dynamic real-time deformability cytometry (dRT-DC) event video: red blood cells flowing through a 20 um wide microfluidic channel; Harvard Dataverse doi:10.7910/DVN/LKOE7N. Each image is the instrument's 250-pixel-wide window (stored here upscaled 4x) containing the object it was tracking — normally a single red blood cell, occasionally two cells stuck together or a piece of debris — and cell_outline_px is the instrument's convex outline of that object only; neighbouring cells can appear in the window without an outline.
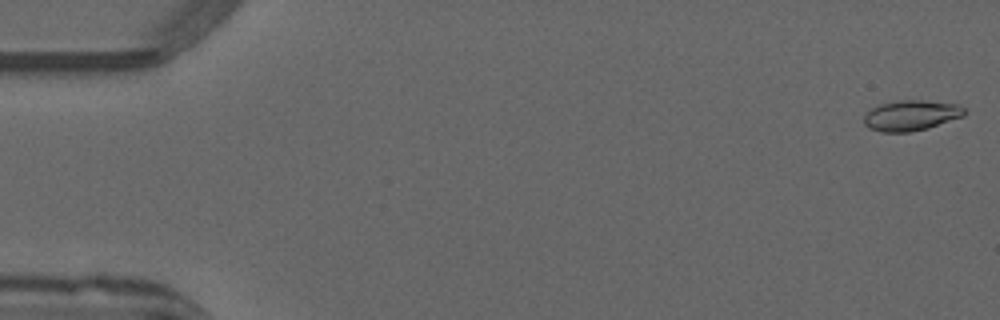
{"species": "common noctule bat (a hibernating species)", "species_latin": "Nyctalus noctula", "temperature_condition": "warm", "stored_images_in_passage": 51, "camera_frame_rate_fps": 3000, "um_per_image_px": 0.085, "animal": {"sex": "male", "forearm_length_mm": 52.5}, "frame": {"image": 1, "passage_image": 1, "time_ms": 0.0, "image_size_px": [1000, 320], "cell_outline_px": [[964, 116], [928, 128], [908, 132], [880, 132], [868, 128], [864, 124], [864, 116], [872, 108], [880, 104], [900, 100], [924, 100], [960, 104], [964, 108]], "centroid_in_image_um": [77.44, 9.81], "position_along_channel_um": 7.6, "area_um2": 17.86}}
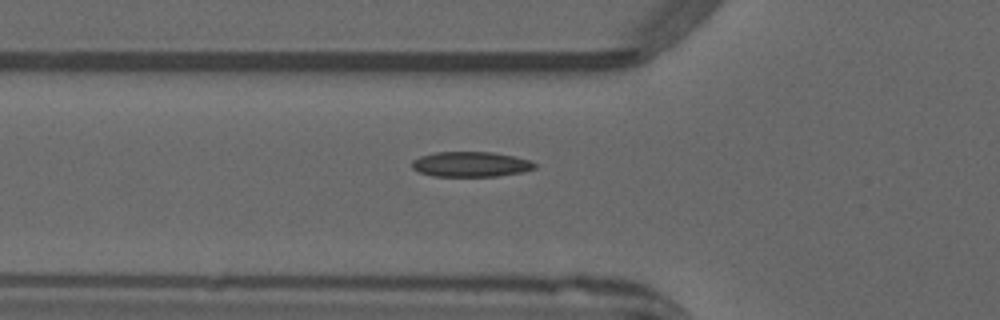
{"frame": {"image": 2, "passage_image": 18, "time_ms": 5.667, "image_size_px": [1000, 320], "cell_outline_px": [[536, 168], [524, 172], [496, 176], [432, 176], [420, 172], [412, 168], [412, 160], [420, 156], [436, 152], [492, 152], [516, 156], [532, 160], [536, 164]], "centroid_in_image_um": [40.06, 13.96], "position_along_channel_um": 85.7, "area_um2": 18.15}}
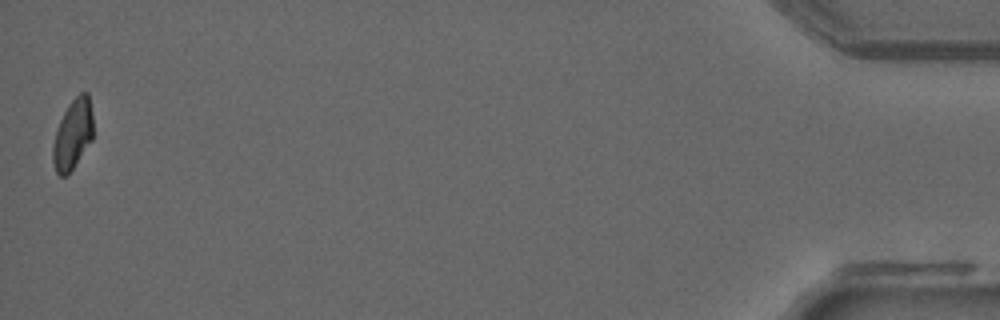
{"frame": {"image": 3, "passage_image": 51, "time_ms": 16.667, "image_size_px": [1000, 320], "cell_outline_px": [[92, 140], [68, 176], [60, 176], [56, 172], [52, 160], [52, 144], [56, 128], [68, 104], [80, 92], [88, 92], [92, 112]], "centroid_in_image_um": [6.17, 11.44], "position_along_channel_um": 429.0, "area_um2": 16.65}, "authors_computed_cell_mechanics": {"area_um2": 17.4556, "velocity_mm_per_s": 3.9977, "shape_relaxation_time_tau1_ms": null, "shape_relaxation_time_tau2_ms": 5.2287, "deformation_change_tau1": null, "deformation_change_tau2": 0.1124}}